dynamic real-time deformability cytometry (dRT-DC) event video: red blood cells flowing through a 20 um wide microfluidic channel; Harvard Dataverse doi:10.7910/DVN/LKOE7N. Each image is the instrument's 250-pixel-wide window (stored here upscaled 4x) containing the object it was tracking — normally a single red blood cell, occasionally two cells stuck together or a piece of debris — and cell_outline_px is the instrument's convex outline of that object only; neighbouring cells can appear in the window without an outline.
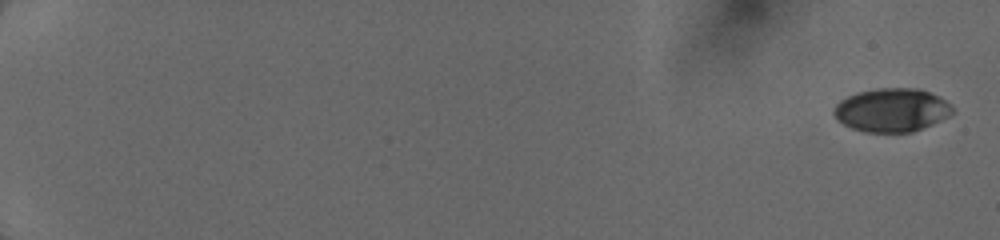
{"species": "human", "species_latin": "Homo sapiens", "temperature_condition": "cold", "stored_images_in_passage": 14, "camera_frame_rate_fps": 3000, "um_per_image_px": 0.085, "donor": {"sex": "female"}, "frame": {"image": 1, "passage_image": 1, "time_ms": 0.0, "image_size_px": [1000, 240], "cell_outline_px": [[956, 112], [932, 124], [912, 132], [864, 132], [852, 128], [844, 124], [832, 112], [832, 108], [840, 100], [856, 92], [876, 88], [920, 88], [940, 96], [952, 104]], "centroid_in_image_um": [75.83, 9.34], "position_along_channel_um": 9.2, "area_um2": 30.35}}
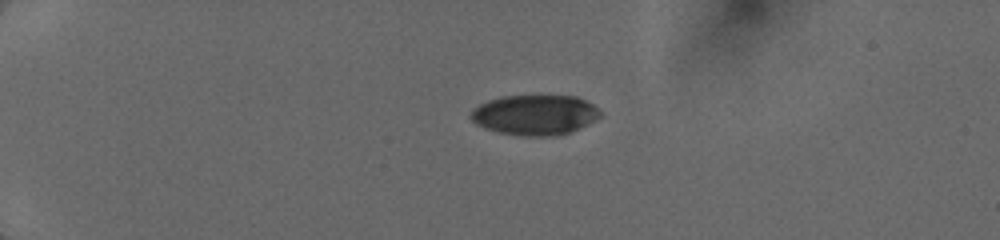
{"frame": {"image": 2, "passage_image": 8, "time_ms": 4.333, "image_size_px": [1000, 240], "cell_outline_px": [[600, 116], [568, 132], [556, 136], [520, 136], [500, 132], [484, 128], [476, 124], [468, 116], [472, 108], [488, 100], [500, 96], [576, 96], [592, 104], [600, 112]], "centroid_in_image_um": [45.37, 9.76], "position_along_channel_um": 39.6, "area_um2": 30.0}}
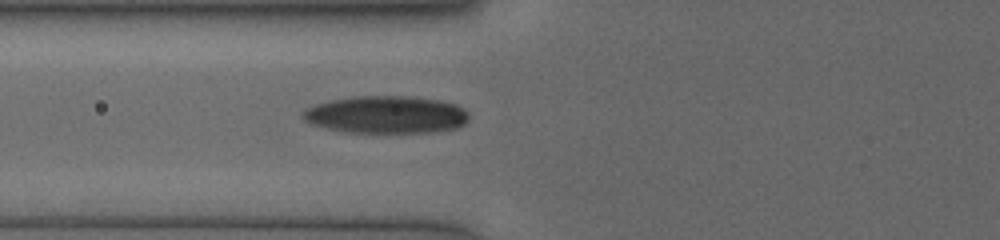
{"frame": {"image": 3, "passage_image": 14, "time_ms": 7.333, "image_size_px": [1000, 240], "cell_outline_px": [[468, 120], [464, 124], [456, 128], [428, 132], [348, 132], [328, 128], [312, 124], [304, 120], [304, 112], [308, 108], [316, 104], [332, 100], [352, 96], [412, 96], [440, 100], [456, 104], [464, 108], [468, 112]], "centroid_in_image_um": [32.88, 9.73], "position_along_channel_um": 92.9, "area_um2": 36.01}}